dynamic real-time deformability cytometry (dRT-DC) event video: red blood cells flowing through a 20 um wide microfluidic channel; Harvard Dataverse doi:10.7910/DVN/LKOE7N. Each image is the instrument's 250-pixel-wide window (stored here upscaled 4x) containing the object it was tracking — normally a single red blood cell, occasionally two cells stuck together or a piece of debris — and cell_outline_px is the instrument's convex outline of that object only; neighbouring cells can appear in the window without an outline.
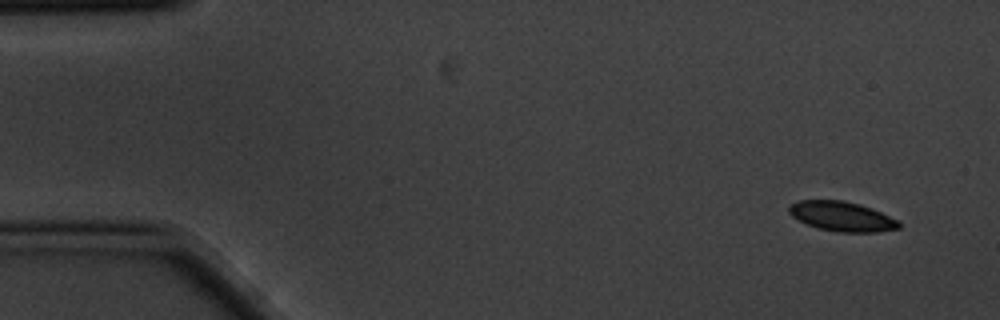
{"species": "common noctule bat (a hibernating species)", "species_latin": "Nyctalus noctula", "temperature_condition": "cold", "stored_images_in_passage": 4, "camera_frame_rate_fps": 3000, "um_per_image_px": 0.085, "animal": {"sex": "male", "body_mass_g": 20.1, "forearm_length_mm": 53.5}, "frame": {"image": 1, "passage_image": 1, "time_ms": 0.0, "image_size_px": [1000, 320], "cell_outline_px": [[900, 228], [876, 232], [840, 232], [820, 228], [808, 224], [792, 216], [788, 212], [788, 208], [792, 204], [800, 200], [844, 200], [860, 204], [872, 208], [900, 220]], "centroid_in_image_um": [71.61, 18.38], "position_along_channel_um": 13.4, "area_um2": 18.96}}